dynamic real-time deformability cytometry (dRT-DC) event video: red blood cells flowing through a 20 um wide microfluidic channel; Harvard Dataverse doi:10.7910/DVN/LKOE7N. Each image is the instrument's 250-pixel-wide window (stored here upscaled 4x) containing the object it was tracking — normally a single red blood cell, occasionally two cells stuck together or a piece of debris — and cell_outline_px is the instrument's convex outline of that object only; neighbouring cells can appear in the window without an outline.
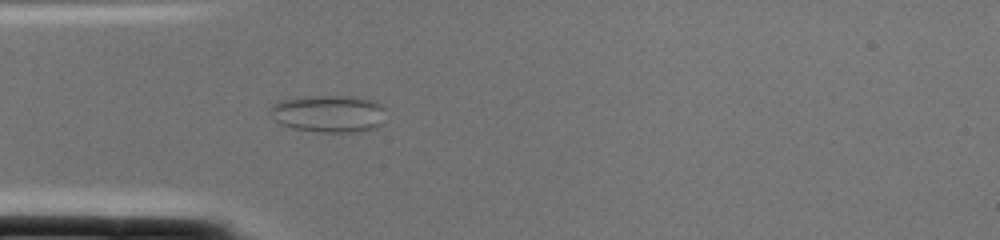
{"species": "common noctule bat (a hibernating species)", "species_latin": "Nyctalus noctula", "temperature_condition": "cold", "stored_images_in_passage": 2, "camera_frame_rate_fps": 3000, "um_per_image_px": 0.085, "animal": {"sex": "female", "body_mass_g": 22.0, "forearm_length_mm": 56.7}, "frame": {"image": 1, "passage_image": 2, "time_ms": 0.333, "image_size_px": [1000, 240], "cell_outline_px": [[384, 124], [376, 128], [352, 132], [320, 132], [292, 128], [280, 124], [276, 120], [268, 108], [272, 104], [280, 100], [300, 96], [356, 96], [376, 100], [384, 108]], "centroid_in_image_um": [27.96, 9.65], "position_along_channel_um": 57.0, "area_um2": 25.55}}